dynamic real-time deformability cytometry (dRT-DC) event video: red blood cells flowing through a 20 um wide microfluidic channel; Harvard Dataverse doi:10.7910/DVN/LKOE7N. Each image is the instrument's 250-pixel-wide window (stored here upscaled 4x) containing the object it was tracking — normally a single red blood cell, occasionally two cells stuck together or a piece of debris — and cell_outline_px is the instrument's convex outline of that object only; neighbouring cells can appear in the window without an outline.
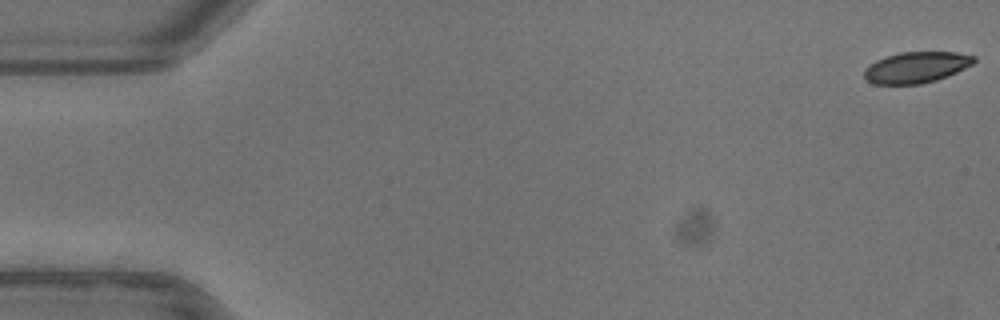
{"species": "common noctule bat (a hibernating species)", "species_latin": "Nyctalus noctula", "temperature_condition": "warm", "stored_images_in_passage": 53, "camera_frame_rate_fps": 3000, "um_per_image_px": 0.085, "animal": {"sex": "female"}, "frame": {"image": 1, "passage_image": 1, "time_ms": 0.0, "image_size_px": [1000, 320], "cell_outline_px": [[976, 60], [972, 64], [948, 76], [936, 80], [920, 84], [872, 84], [864, 76], [864, 68], [876, 60], [884, 56], [900, 52], [956, 52], [976, 56]], "centroid_in_image_um": [77.87, 5.72], "position_along_channel_um": 7.1, "area_um2": 19.94}}
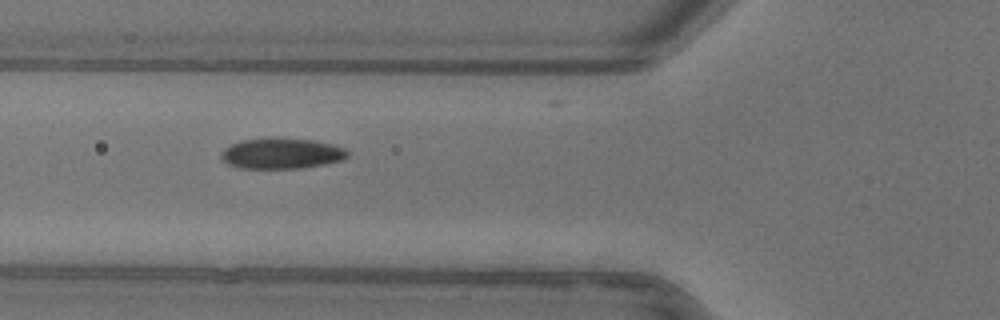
{"frame": {"image": 2, "passage_image": 20, "time_ms": 6.333, "image_size_px": [1000, 320], "cell_outline_px": [[348, 156], [340, 160], [324, 164], [300, 168], [240, 168], [228, 164], [220, 156], [224, 148], [240, 140], [312, 140], [344, 148], [348, 152]], "centroid_in_image_um": [23.91, 13.08], "position_along_channel_um": 101.9, "area_um2": 21.62}}
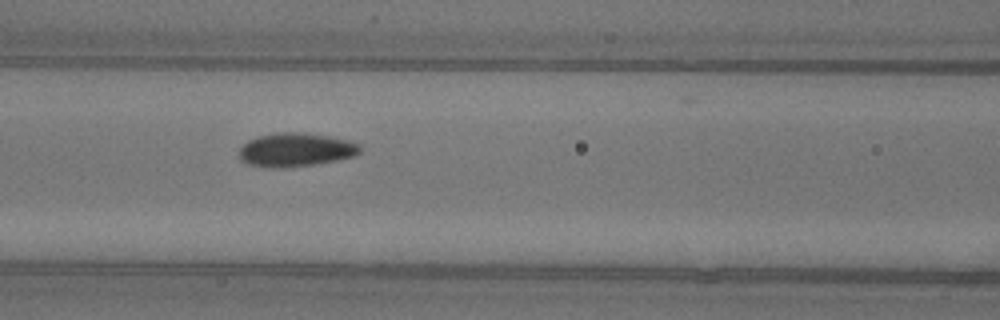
{"frame": {"image": 3, "passage_image": 23, "time_ms": 7.333, "image_size_px": [1000, 320], "cell_outline_px": [[360, 152], [356, 156], [336, 160], [312, 164], [280, 168], [268, 168], [244, 164], [240, 160], [240, 148], [248, 140], [260, 136], [284, 132], [304, 132], [328, 136], [348, 140], [360, 144]], "centroid_in_image_um": [25.12, 12.74], "position_along_channel_um": 141.5, "area_um2": 23.7}, "authors_computed_cell_mechanics": {"area_um2": 22.253, "velocity_mm_per_s": 3.9195, "shape_relaxation_time_tau1_ms": 3.1264, "shape_relaxation_time_tau2_ms": 1.228, "deformation_change_tau1": 0.1022, "deformation_change_tau2": 0.0554}}